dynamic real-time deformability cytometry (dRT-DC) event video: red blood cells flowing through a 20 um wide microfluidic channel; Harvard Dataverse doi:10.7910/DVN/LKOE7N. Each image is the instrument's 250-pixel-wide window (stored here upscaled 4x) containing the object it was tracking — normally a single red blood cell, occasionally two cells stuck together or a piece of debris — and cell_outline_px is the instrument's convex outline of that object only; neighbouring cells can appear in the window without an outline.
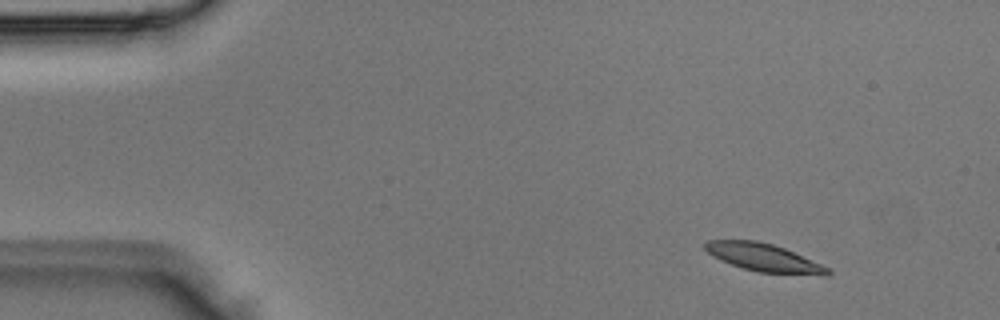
{"species": "Egyptian fruit bat (a non-hibernating species)", "species_latin": "Rousettus aegyptiacus", "temperature_condition": "room temperature", "stored_images_in_passage": 3, "camera_frame_rate_fps": 3000, "um_per_image_px": 0.085, "animal": {"sex": "male"}, "frame": {"image": 1, "passage_image": 1, "time_ms": 0.0, "image_size_px": [1000, 320], "cell_outline_px": [[832, 272], [828, 276], [824, 276], [760, 272], [744, 268], [720, 260], [712, 256], [704, 248], [704, 244], [708, 240], [756, 240], [772, 244], [784, 248], [820, 264], [828, 268]], "centroid_in_image_um": [64.93, 21.9], "position_along_channel_um": 20.1, "area_um2": 19.77}}